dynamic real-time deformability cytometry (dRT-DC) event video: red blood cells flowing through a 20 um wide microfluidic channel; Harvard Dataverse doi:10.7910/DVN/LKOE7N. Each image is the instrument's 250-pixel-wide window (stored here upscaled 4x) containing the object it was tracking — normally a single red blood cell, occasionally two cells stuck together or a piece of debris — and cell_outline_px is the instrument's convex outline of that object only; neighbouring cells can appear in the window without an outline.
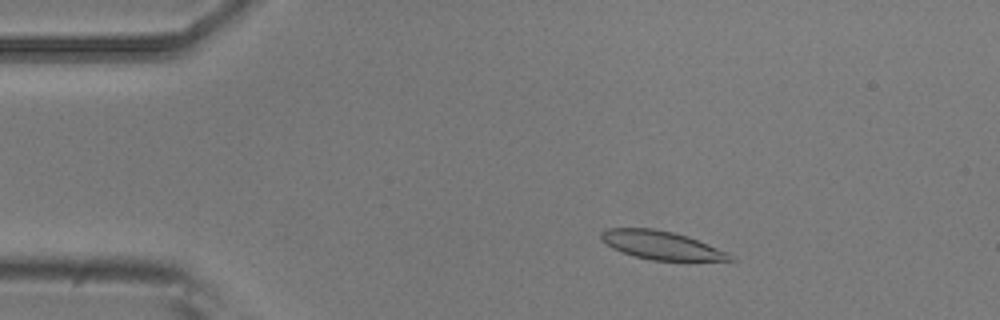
{"species": "common noctule bat (a hibernating species)", "species_latin": "Nyctalus noctula", "temperature_condition": "room temperature", "stored_images_in_passage": 51, "camera_frame_rate_fps": 3000, "um_per_image_px": 0.085, "animal": {"sex": "male", "body_mass_g": 20.5, "forearm_length_mm": 52.5}, "frame": {"image": 1, "passage_image": 6, "time_ms": 1.667, "image_size_px": [1000, 320], "cell_outline_px": [[736, 260], [652, 260], [636, 256], [612, 248], [600, 240], [600, 232], [604, 228], [652, 228], [672, 232], [688, 236], [728, 252]], "centroid_in_image_um": [56.17, 20.82], "position_along_channel_um": 28.8, "area_um2": 21.15}}
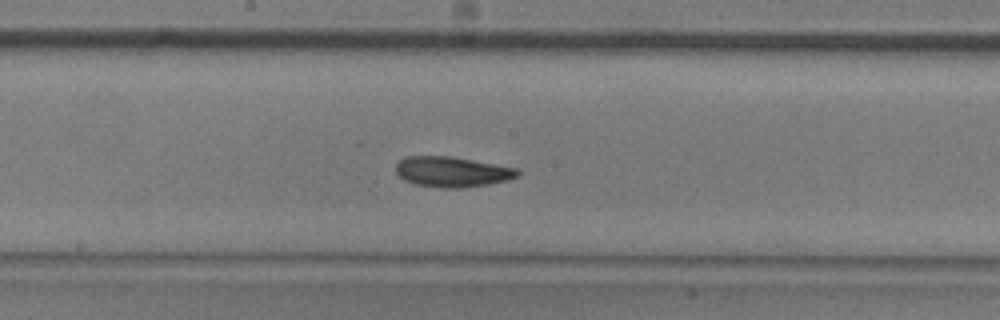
{"frame": {"image": 2, "passage_image": 25, "time_ms": 8.0, "image_size_px": [1000, 320], "cell_outline_px": [[520, 172], [516, 176], [508, 180], [488, 184], [464, 188], [440, 188], [412, 184], [404, 180], [396, 172], [396, 164], [400, 160], [408, 156], [452, 156], [516, 168]], "centroid_in_image_um": [38.4, 14.61], "position_along_channel_um": 209.8, "area_um2": 21.56}}
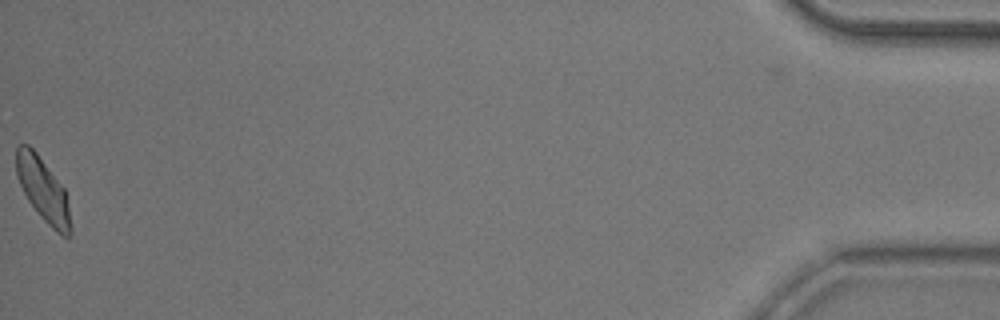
{"frame": {"image": 3, "passage_image": 51, "time_ms": 16.667, "image_size_px": [1000, 320], "cell_outline_px": [[72, 232], [68, 236], [64, 236], [56, 232], [40, 216], [28, 200], [16, 176], [16, 148], [20, 144], [28, 144], [36, 152], [64, 188], [68, 204], [72, 228]], "centroid_in_image_um": [3.66, 16.14], "position_along_channel_um": 431.5, "area_um2": 19.94}, "authors_computed_cell_mechanics": {"area_um2": 21.1548, "velocity_mm_per_s": 3.7252, "shape_relaxation_time_tau1_ms": 4.2937, "shape_relaxation_time_tau2_ms": 3.5181, "deformation_change_tau1": 0.1471, "deformation_change_tau2": 0.083}}